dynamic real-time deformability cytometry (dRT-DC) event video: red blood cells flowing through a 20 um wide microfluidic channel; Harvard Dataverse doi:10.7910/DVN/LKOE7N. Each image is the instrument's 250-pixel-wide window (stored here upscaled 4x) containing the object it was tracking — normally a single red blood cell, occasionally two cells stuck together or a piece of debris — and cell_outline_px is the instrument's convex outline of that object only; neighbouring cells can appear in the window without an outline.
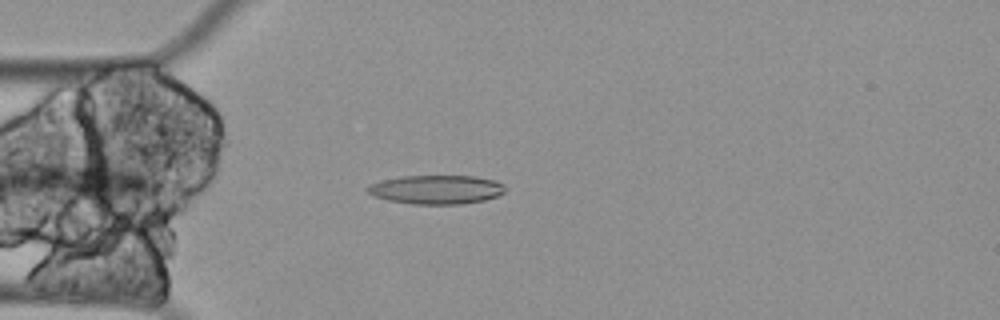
{"species": "Egyptian fruit bat (a non-hibernating species)", "species_latin": "Rousettus aegyptiacus", "temperature_condition": "cold", "stored_images_in_passage": 43, "segment_of_instrument_passage": [1, 2], "camera_frame_rate_fps": 3000, "um_per_image_px": 0.085, "animal": {"sex": "female"}, "frame": {"image": 1, "passage_image": 2, "time_ms": 0.333, "image_size_px": [1000, 320], "cell_outline_px": [[508, 188], [504, 192], [496, 196], [484, 200], [460, 204], [412, 204], [388, 200], [372, 196], [364, 188], [368, 184], [400, 176], [472, 176], [492, 180], [504, 184]], "centroid_in_image_um": [37.06, 16.11], "position_along_channel_um": 47.9, "area_um2": 23.24}}